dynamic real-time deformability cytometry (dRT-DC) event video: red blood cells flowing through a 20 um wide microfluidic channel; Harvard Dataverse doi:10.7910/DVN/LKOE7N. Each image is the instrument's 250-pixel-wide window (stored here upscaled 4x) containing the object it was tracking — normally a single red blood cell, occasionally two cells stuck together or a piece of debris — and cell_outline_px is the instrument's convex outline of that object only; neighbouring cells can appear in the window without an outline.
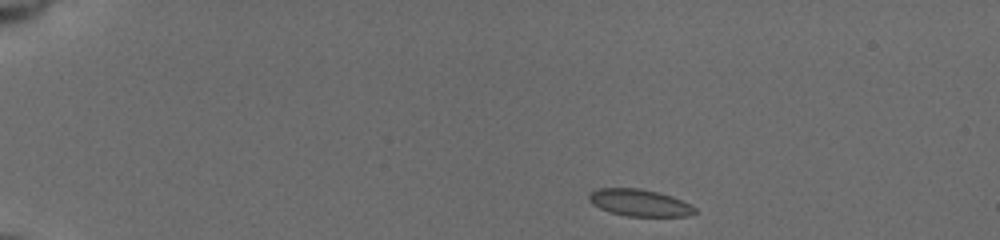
{"species": "common noctule bat (a hibernating species)", "species_latin": "Nyctalus noctula", "temperature_condition": "cold", "stored_images_in_passage": 46, "camera_frame_rate_fps": 3000, "um_per_image_px": 0.085, "animal": {"sex": "female", "body_mass_g": 19.5, "forearm_length_mm": 54.1}, "frame": {"image": 1, "passage_image": 1, "time_ms": 0.0, "image_size_px": [1000, 240], "cell_outline_px": [[696, 212], [688, 216], [628, 216], [612, 212], [600, 208], [592, 204], [588, 200], [588, 192], [596, 188], [640, 188], [672, 196], [696, 208]], "centroid_in_image_um": [54.31, 17.22], "position_along_channel_um": 30.7, "area_um2": 16.53}}
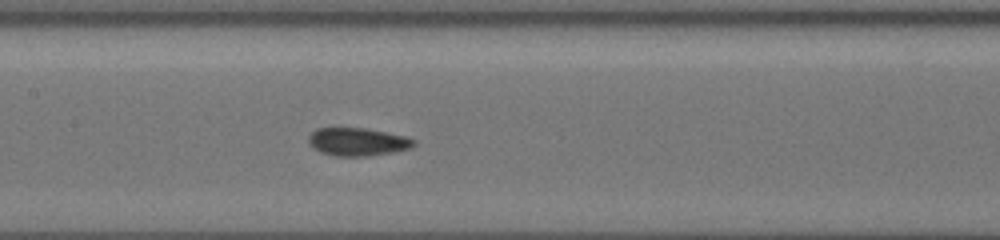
{"frame": {"image": 2, "passage_image": 20, "time_ms": 6.333, "image_size_px": [1000, 240], "cell_outline_px": [[416, 144], [412, 148], [392, 152], [364, 156], [336, 156], [320, 152], [308, 140], [308, 136], [316, 128], [364, 128], [404, 136], [416, 140]], "centroid_in_image_um": [30.41, 12.05], "position_along_channel_um": 177.0, "area_um2": 16.94}}
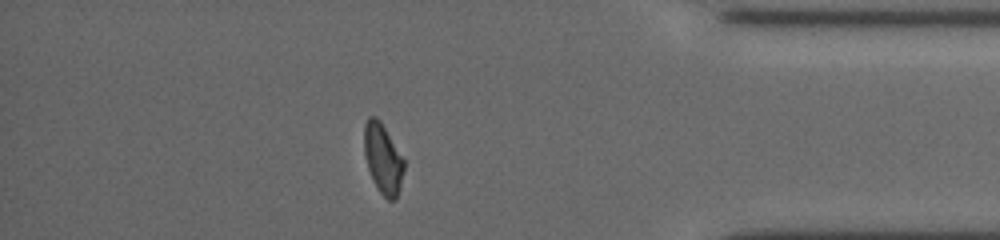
{"frame": {"image": 3, "passage_image": 40, "time_ms": 13.0, "image_size_px": [1000, 240], "cell_outline_px": [[404, 168], [400, 188], [396, 200], [388, 200], [380, 192], [372, 180], [368, 168], [364, 152], [364, 124], [368, 116], [376, 116], [380, 120], [404, 160]], "centroid_in_image_um": [32.53, 13.49], "position_along_channel_um": 402.7, "area_um2": 16.18}, "authors_computed_cell_mechanics": {"area_um2": 16.9643, "velocity_mm_per_s": 3.7538, "shape_relaxation_time_tau1_ms": 4.7562, "shape_relaxation_time_tau2_ms": 1.5112, "deformation_change_tau1": 0.1179, "deformation_change_tau2": 0.0658}}